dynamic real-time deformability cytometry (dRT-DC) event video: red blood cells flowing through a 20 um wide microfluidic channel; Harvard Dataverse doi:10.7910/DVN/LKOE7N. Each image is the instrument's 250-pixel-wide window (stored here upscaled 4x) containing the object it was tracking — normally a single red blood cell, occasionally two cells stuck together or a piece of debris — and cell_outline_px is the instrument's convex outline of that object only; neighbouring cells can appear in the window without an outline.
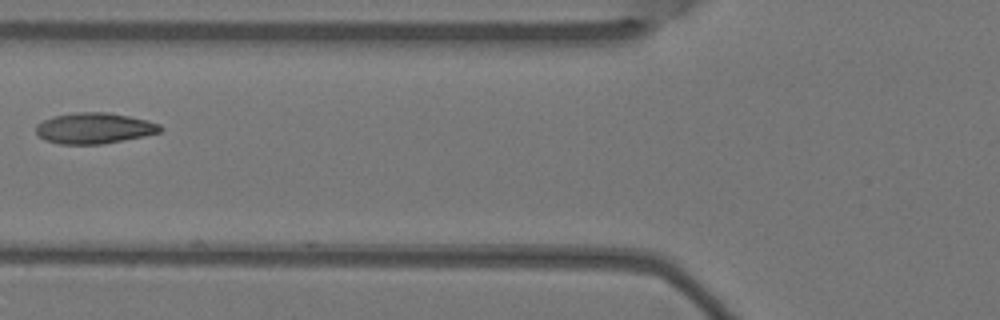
{"species": "Egyptian fruit bat (a non-hibernating species)", "species_latin": "Rousettus aegyptiacus", "temperature_condition": "warm", "stored_images_in_passage": 5, "camera_frame_rate_fps": 3000, "um_per_image_px": 0.085, "animal": {"sex": "female"}, "frame": {"image": 1, "passage_image": 5, "time_ms": 1.333, "image_size_px": [1000, 320], "cell_outline_px": [[164, 128], [160, 132], [144, 136], [100, 144], [60, 144], [44, 140], [36, 132], [36, 124], [52, 116], [76, 112], [108, 112], [148, 120], [160, 124]], "centroid_in_image_um": [8.01, 10.89], "position_along_channel_um": 117.8, "area_um2": 22.37}}